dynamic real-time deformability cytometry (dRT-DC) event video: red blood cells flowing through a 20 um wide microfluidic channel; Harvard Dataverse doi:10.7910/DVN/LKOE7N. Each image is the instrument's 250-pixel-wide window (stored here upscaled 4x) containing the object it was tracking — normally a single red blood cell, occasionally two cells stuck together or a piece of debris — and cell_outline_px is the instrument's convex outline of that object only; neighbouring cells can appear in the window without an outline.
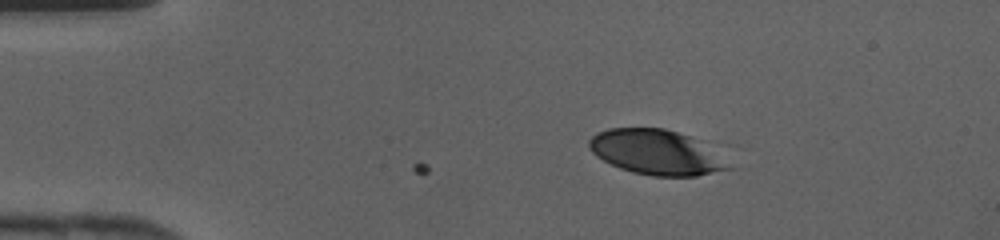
{"species": "human", "species_latin": "Homo sapiens", "temperature_condition": "cold", "stored_images_in_passage": 33, "camera_frame_rate_fps": 3000, "um_per_image_px": 0.085, "donor": {"sex": "female"}, "frame": {"image": 1, "passage_image": 1, "time_ms": 0.0, "image_size_px": [1000, 240], "cell_outline_px": [[732, 168], [696, 176], [652, 176], [632, 172], [620, 168], [596, 156], [588, 148], [588, 140], [596, 132], [608, 128], [664, 128], [700, 140]], "centroid_in_image_um": [55.7, 12.94], "position_along_channel_um": 29.3, "area_um2": 36.07}}
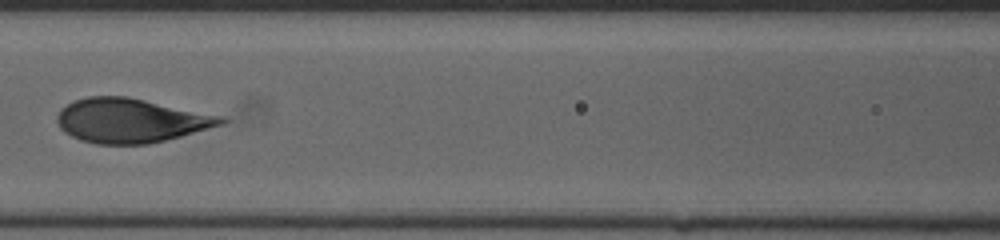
{"frame": {"image": 2, "passage_image": 13, "time_ms": 4.0, "image_size_px": [1000, 240], "cell_outline_px": [[228, 120], [224, 124], [180, 136], [148, 144], [96, 144], [80, 140], [64, 132], [60, 128], [56, 120], [56, 116], [60, 108], [76, 100], [88, 96], [128, 96], [224, 116]], "centroid_in_image_um": [11.11, 10.24], "position_along_channel_um": 155.5, "area_um2": 42.37}}
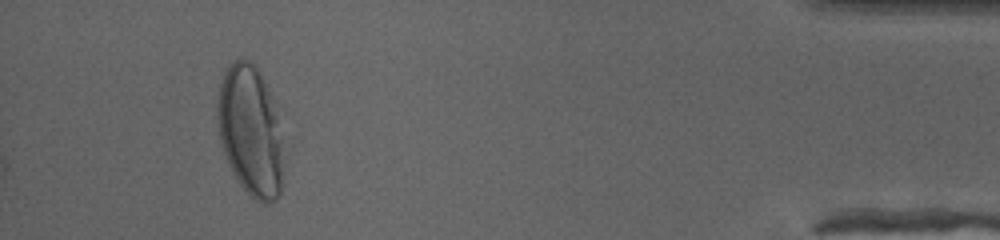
{"frame": {"image": 3, "passage_image": 33, "time_ms": 10.667, "image_size_px": [1000, 240], "cell_outline_px": [[284, 164], [280, 192], [276, 200], [268, 204], [264, 204], [256, 200], [236, 180], [224, 156], [220, 140], [216, 116], [216, 104], [220, 84], [224, 72], [236, 60], [244, 56], [256, 64], [284, 112]], "centroid_in_image_um": [21.38, 11.07], "position_along_channel_um": 413.8, "area_um2": 53.0}}